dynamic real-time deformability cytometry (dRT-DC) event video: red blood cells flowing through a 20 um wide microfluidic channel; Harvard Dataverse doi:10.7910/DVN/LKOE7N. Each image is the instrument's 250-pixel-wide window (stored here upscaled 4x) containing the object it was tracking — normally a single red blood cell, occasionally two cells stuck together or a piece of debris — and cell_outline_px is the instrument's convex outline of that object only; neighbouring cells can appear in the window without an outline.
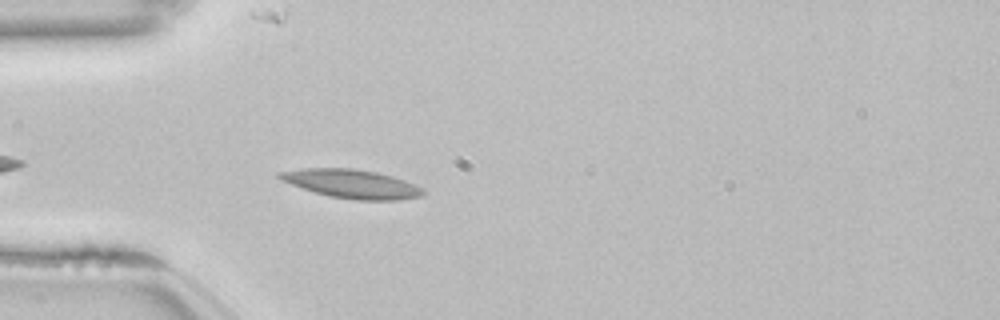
{"species": "common noctule bat (a hibernating species)", "species_latin": "Nyctalus noctula", "temperature_condition": "room temperature", "stored_images_in_passage": 24, "camera_frame_rate_fps": 3000, "um_per_image_px": 0.085, "animal": {"sex": "female", "body_mass_g": 22.7, "forearm_length_mm": 54.2}, "frame": {"image": 1, "passage_image": 4, "time_ms": 1.0, "image_size_px": [1000, 320], "cell_outline_px": [[424, 192], [420, 196], [400, 200], [356, 200], [328, 196], [292, 184], [276, 176], [276, 172], [300, 168], [352, 168], [376, 172], [392, 176], [416, 184], [424, 188]], "centroid_in_image_um": [29.91, 15.62], "position_along_channel_um": 55.1, "area_um2": 23.93}}
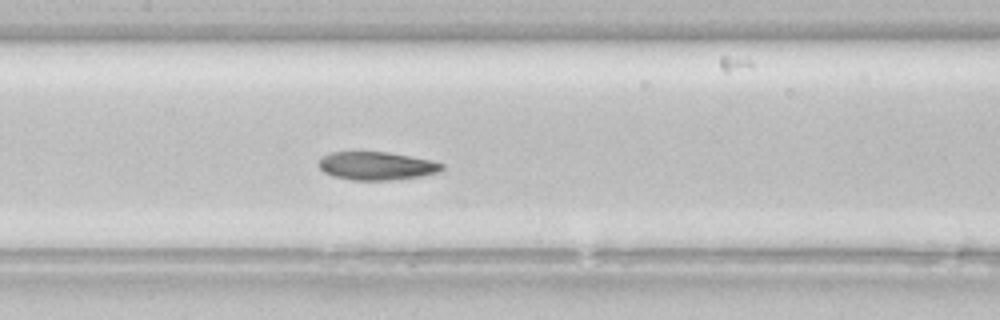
{"frame": {"image": 2, "passage_image": 14, "time_ms": 4.333, "image_size_px": [1000, 320], "cell_outline_px": [[444, 168], [440, 172], [420, 176], [392, 180], [352, 180], [332, 176], [324, 172], [316, 164], [328, 152], [388, 152], [432, 160], [444, 164]], "centroid_in_image_um": [32.01, 14.1], "position_along_channel_um": 175.4, "area_um2": 20.35}}
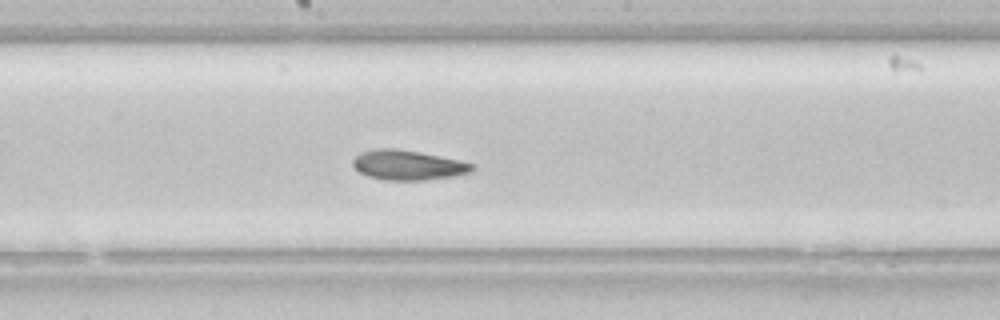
{"frame": {"image": 3, "passage_image": 17, "time_ms": 5.333, "image_size_px": [1000, 320], "cell_outline_px": [[476, 168], [472, 172], [456, 176], [424, 180], [388, 180], [368, 176], [360, 172], [352, 164], [352, 160], [360, 152], [372, 148], [396, 148], [420, 152], [460, 160], [472, 164]], "centroid_in_image_um": [34.69, 14.02], "position_along_channel_um": 213.5, "area_um2": 20.87}}